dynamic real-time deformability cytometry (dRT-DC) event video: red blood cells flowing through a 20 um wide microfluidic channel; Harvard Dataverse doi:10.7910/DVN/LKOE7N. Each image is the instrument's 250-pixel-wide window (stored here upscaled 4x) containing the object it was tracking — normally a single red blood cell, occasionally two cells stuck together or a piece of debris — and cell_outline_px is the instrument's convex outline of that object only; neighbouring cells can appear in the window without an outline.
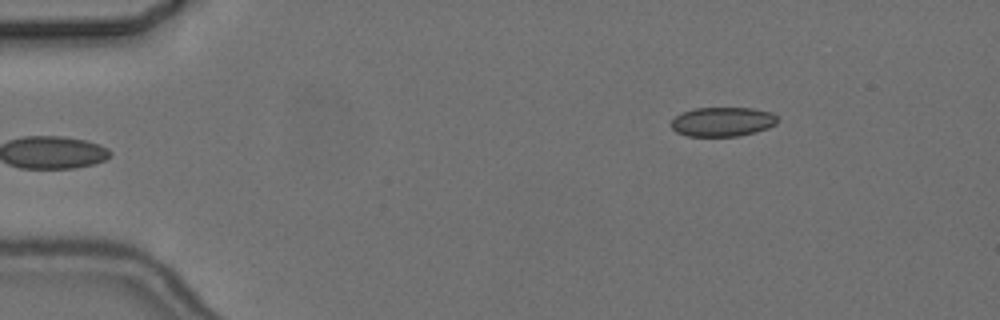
{"species": "common noctule bat (a hibernating species)", "species_latin": "Nyctalus noctula", "temperature_condition": "cold", "stored_images_in_passage": 6, "camera_frame_rate_fps": 3000, "um_per_image_px": 0.085, "animal": {"sex": "female", "body_mass_g": 24.6, "forearm_length_mm": 56.2}, "frame": {"image": 1, "passage_image": 6, "time_ms": 6.0, "image_size_px": [1000, 320], "cell_outline_px": [[776, 124], [768, 128], [756, 132], [736, 136], [688, 136], [676, 132], [672, 128], [672, 120], [676, 116], [684, 112], [696, 108], [752, 108], [772, 112], [776, 116]], "centroid_in_image_um": [61.43, 10.35], "position_along_channel_um": 23.6, "area_um2": 18.03}}